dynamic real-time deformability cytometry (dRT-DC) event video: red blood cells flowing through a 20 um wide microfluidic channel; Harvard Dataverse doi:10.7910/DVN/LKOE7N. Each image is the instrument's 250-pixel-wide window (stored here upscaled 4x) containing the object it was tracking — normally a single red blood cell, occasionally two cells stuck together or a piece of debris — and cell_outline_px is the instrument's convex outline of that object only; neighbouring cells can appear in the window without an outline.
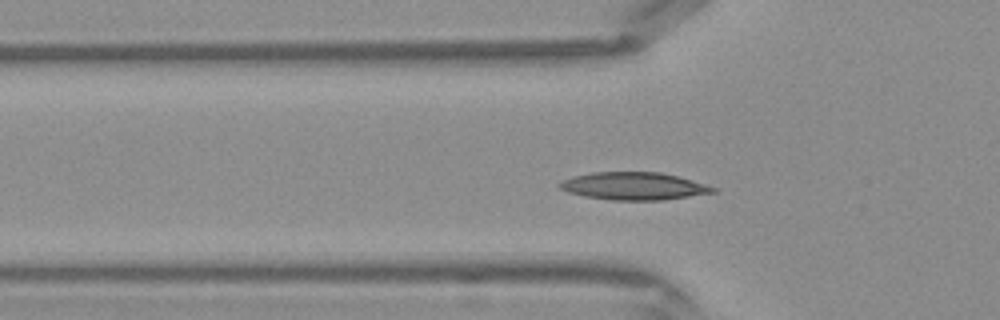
{"species": "Egyptian fruit bat (a non-hibernating species)", "species_latin": "Rousettus aegyptiacus", "temperature_condition": "warm", "stored_images_in_passage": 38, "camera_frame_rate_fps": 3000, "um_per_image_px": 0.085, "frame": {"image": 1, "passage_image": 8, "time_ms": 2.333, "image_size_px": [1000, 320], "cell_outline_px": [[716, 192], [664, 200], [612, 200], [584, 196], [568, 192], [560, 188], [556, 184], [564, 180], [576, 176], [592, 172], [660, 172], [692, 180], [716, 188]], "centroid_in_image_um": [53.86, 15.82], "position_along_channel_um": 71.9, "area_um2": 24.45}}
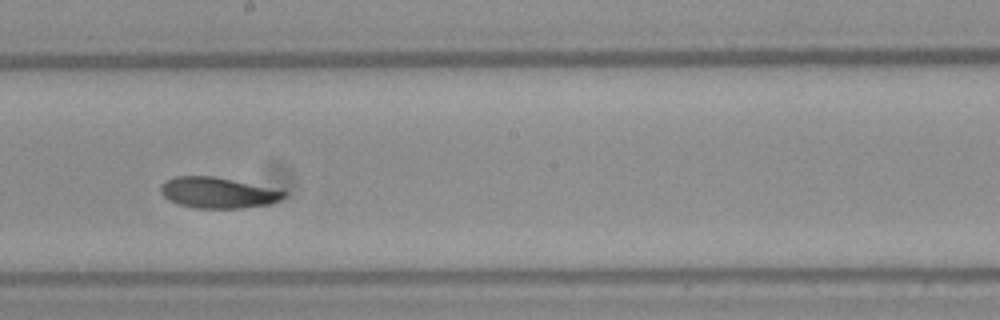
{"frame": {"image": 2, "passage_image": 18, "time_ms": 5.667, "image_size_px": [1000, 320], "cell_outline_px": [[288, 192], [280, 200], [268, 204], [244, 208], [196, 208], [176, 204], [168, 200], [160, 192], [160, 184], [176, 176], [212, 176], [232, 180]], "centroid_in_image_um": [18.46, 16.39], "position_along_channel_um": 229.7, "area_um2": 21.91}}
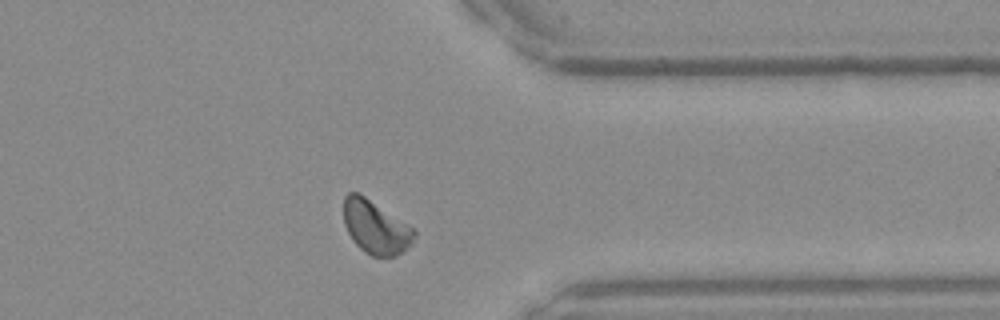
{"frame": {"image": 3, "passage_image": 28, "time_ms": 9.0, "image_size_px": [1000, 320], "cell_outline_px": [[416, 236], [412, 244], [404, 252], [396, 256], [372, 256], [364, 252], [352, 240], [344, 224], [344, 196], [348, 192], [356, 192], [364, 196], [416, 228]], "centroid_in_image_um": [31.96, 19.32], "position_along_channel_um": 379.4, "area_um2": 22.2}}